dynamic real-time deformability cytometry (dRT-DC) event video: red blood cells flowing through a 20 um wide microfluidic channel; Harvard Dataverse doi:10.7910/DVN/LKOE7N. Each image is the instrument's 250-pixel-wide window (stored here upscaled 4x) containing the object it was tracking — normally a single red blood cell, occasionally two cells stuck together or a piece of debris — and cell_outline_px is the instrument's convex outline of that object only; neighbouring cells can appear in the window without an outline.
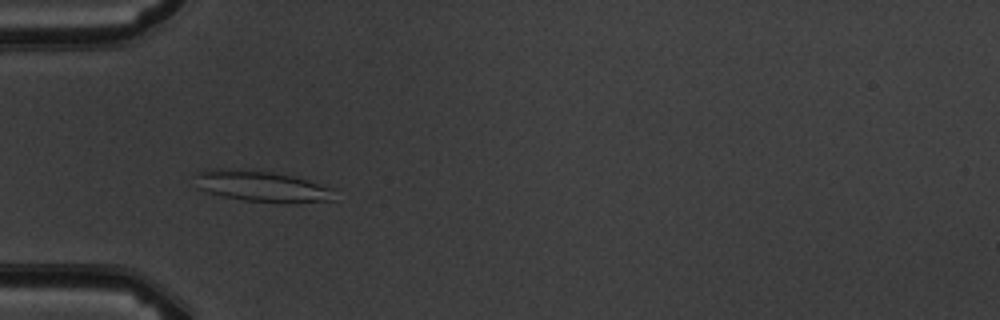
{"species": "common noctule bat (a hibernating species)", "species_latin": "Nyctalus noctula", "temperature_condition": "warm", "stored_images_in_passage": 6, "camera_frame_rate_fps": 3000, "um_per_image_px": 0.085, "animal": {"sex": "male", "body_mass_g": 19.5, "forearm_length_mm": 54.6}, "frame": {"image": 1, "passage_image": 5, "time_ms": 5.0, "image_size_px": [1000, 320], "cell_outline_px": [[336, 200], [292, 204], [244, 200], [224, 196], [208, 192], [196, 188], [196, 172], [208, 168], [252, 168], [292, 176], [308, 180], [332, 188]], "centroid_in_image_um": [22.24, 15.82], "position_along_channel_um": 62.8, "area_um2": 25.84}}
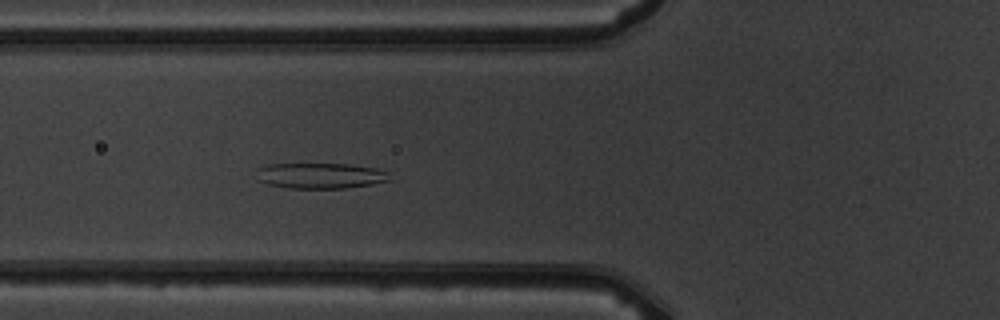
{"frame": {"image": 2, "passage_image": 6, "time_ms": 6.0, "image_size_px": [1000, 320], "cell_outline_px": [[392, 180], [372, 184], [348, 188], [288, 188], [268, 184], [260, 180], [256, 168], [268, 164], [348, 164], [376, 168], [388, 172]], "centroid_in_image_um": [27.27, 14.93], "position_along_channel_um": 98.5, "area_um2": 19.88}}